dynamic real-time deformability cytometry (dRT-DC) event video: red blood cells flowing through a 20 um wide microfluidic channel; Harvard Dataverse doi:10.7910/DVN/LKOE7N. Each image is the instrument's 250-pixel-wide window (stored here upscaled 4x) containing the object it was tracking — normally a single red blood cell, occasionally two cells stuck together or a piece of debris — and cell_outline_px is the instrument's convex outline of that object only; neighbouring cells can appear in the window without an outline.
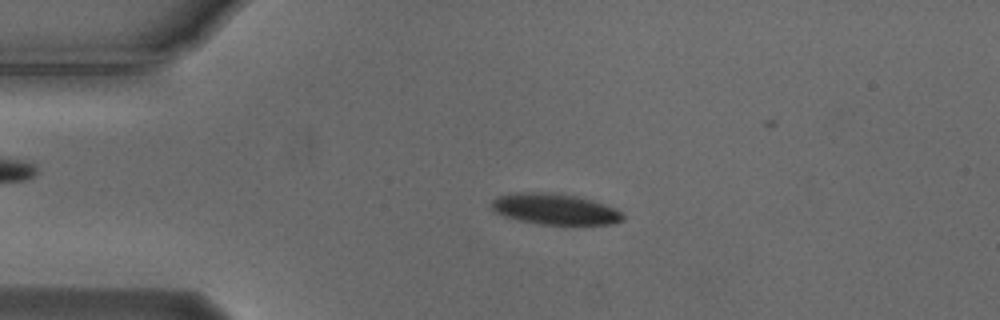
{"species": "Egyptian fruit bat (a non-hibernating species)", "species_latin": "Rousettus aegyptiacus", "temperature_condition": "cold", "stored_images_in_passage": 48, "camera_frame_rate_fps": 3000, "um_per_image_px": 0.085, "animal": {"sex": "male"}, "frame": {"image": 1, "passage_image": 11, "time_ms": 3.333, "image_size_px": [1000, 320], "cell_outline_px": [[624, 220], [612, 224], [540, 224], [516, 220], [492, 212], [492, 200], [496, 196], [520, 192], [540, 192], [576, 196], [616, 208], [624, 216]], "centroid_in_image_um": [47.11, 17.78], "position_along_channel_um": 37.9, "area_um2": 23.52}}
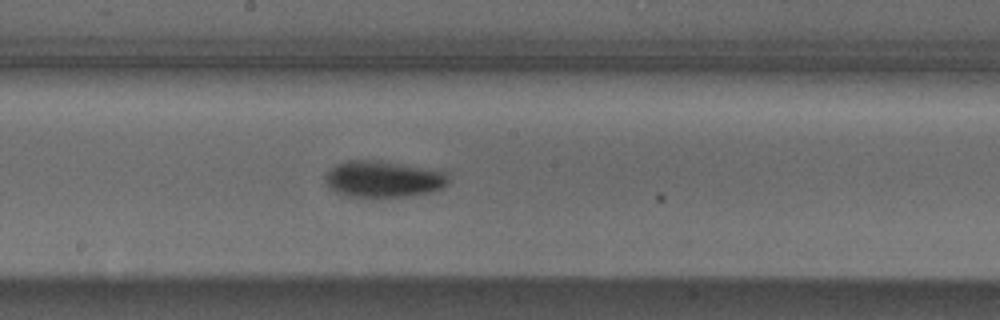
{"frame": {"image": 2, "passage_image": 28, "time_ms": 9.0, "image_size_px": [1000, 320], "cell_outline_px": [[448, 184], [444, 188], [432, 192], [408, 196], [348, 196], [336, 192], [328, 188], [324, 180], [324, 176], [336, 164], [348, 160], [380, 160], [444, 172], [448, 176]], "centroid_in_image_um": [32.55, 15.22], "position_along_channel_um": 215.6, "area_um2": 26.01}}
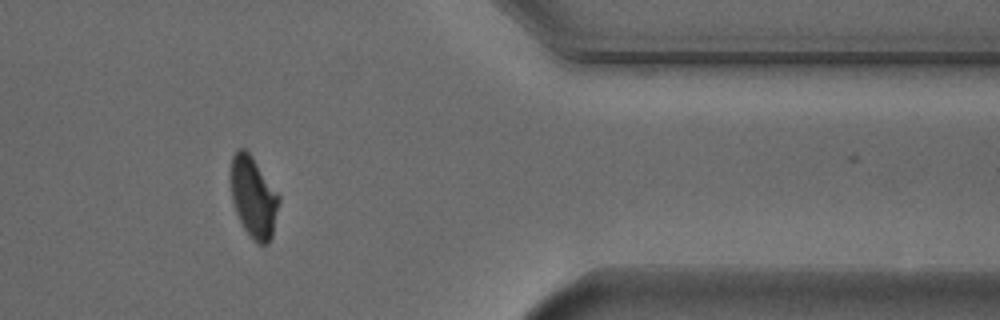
{"frame": {"image": 3, "passage_image": 44, "time_ms": 14.333, "image_size_px": [1000, 320], "cell_outline_px": [[280, 200], [272, 236], [268, 244], [260, 244], [252, 240], [244, 228], [236, 212], [232, 200], [228, 172], [232, 156], [236, 148], [244, 148], [248, 152], [280, 196]], "centroid_in_image_um": [21.5, 16.74], "position_along_channel_um": 389.9, "area_um2": 22.95}, "authors_computed_cell_mechanics": {"area_um2": 24.3627, "velocity_mm_per_s": 3.7074, "shape_relaxation_time_tau1_ms": 3.5348, "shape_relaxation_time_tau2_ms": null, "deformation_change_tau1": 0.1208, "deformation_change_tau2": null}}